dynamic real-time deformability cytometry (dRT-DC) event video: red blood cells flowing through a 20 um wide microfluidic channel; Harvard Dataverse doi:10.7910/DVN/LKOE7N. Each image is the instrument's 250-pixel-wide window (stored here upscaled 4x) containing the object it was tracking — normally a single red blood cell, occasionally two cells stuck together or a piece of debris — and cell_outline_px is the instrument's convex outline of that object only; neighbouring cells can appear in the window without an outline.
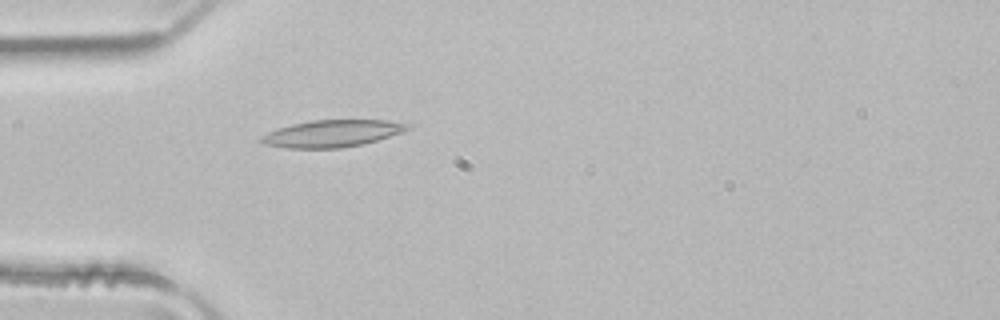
{"species": "common noctule bat (a hibernating species)", "species_latin": "Nyctalus noctula", "temperature_condition": "room temperature", "stored_images_in_passage": 3, "camera_frame_rate_fps": 3000, "um_per_image_px": 0.085, "animal": {"sex": "male", "body_mass_g": 21.5, "forearm_length_mm": 52.0}, "frame": {"image": 1, "passage_image": 3, "time_ms": 0.667, "image_size_px": [1000, 320], "cell_outline_px": [[412, 128], [404, 132], [364, 144], [340, 148], [288, 148], [264, 144], [260, 140], [260, 136], [268, 132], [292, 124], [312, 120], [388, 120], [412, 124]], "centroid_in_image_um": [28.3, 11.34], "position_along_channel_um": 56.7, "area_um2": 23.12}}